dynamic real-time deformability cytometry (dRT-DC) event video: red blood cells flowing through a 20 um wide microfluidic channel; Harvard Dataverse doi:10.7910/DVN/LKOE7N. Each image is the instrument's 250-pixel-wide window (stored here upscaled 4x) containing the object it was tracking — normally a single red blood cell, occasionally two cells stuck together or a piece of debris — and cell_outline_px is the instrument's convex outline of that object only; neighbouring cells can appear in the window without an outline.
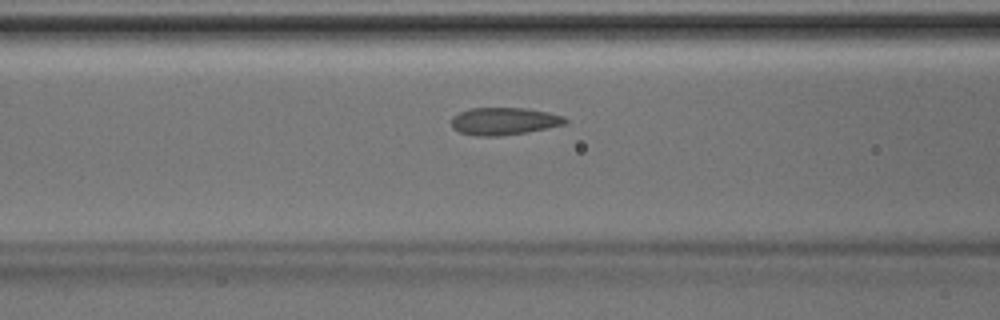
{"species": "Egyptian fruit bat (a non-hibernating species)", "species_latin": "Rousettus aegyptiacus", "temperature_condition": "room temperature", "stored_images_in_passage": 8, "camera_frame_rate_fps": 3000, "um_per_image_px": 0.085, "animal": {"sex": "male"}, "frame": {"image": 1, "passage_image": 6, "time_ms": 1.667, "image_size_px": [1000, 320], "cell_outline_px": [[568, 120], [564, 124], [548, 128], [528, 132], [496, 136], [476, 136], [460, 132], [452, 128], [452, 116], [460, 112], [472, 108], [528, 108], [548, 112], [564, 116]], "centroid_in_image_um": [42.85, 10.3], "position_along_channel_um": 123.7, "area_um2": 18.21}}